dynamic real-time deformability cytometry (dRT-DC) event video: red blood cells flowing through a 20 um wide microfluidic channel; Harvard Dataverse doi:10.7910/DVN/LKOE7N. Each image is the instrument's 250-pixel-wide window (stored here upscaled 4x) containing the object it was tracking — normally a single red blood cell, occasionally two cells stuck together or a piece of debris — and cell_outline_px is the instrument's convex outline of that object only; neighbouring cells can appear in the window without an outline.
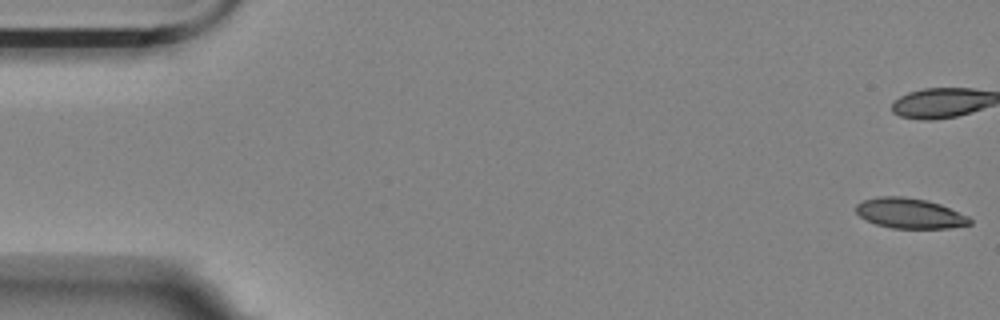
{"species": "Egyptian fruit bat (a non-hibernating species)", "species_latin": "Rousettus aegyptiacus", "temperature_condition": "room temperature", "stored_images_in_passage": 5, "camera_frame_rate_fps": 3000, "um_per_image_px": 0.085, "animal": {"sex": "female"}, "frame": {"image": 1, "passage_image": 1, "time_ms": 0.0, "image_size_px": [1000, 320], "cell_outline_px": [[972, 224], [948, 228], [892, 228], [876, 224], [860, 216], [856, 212], [856, 204], [864, 200], [880, 196], [900, 196], [928, 200], [940, 204], [968, 216], [972, 220]], "centroid_in_image_um": [77.34, 18.13], "position_along_channel_um": 7.7, "area_um2": 19.94}}